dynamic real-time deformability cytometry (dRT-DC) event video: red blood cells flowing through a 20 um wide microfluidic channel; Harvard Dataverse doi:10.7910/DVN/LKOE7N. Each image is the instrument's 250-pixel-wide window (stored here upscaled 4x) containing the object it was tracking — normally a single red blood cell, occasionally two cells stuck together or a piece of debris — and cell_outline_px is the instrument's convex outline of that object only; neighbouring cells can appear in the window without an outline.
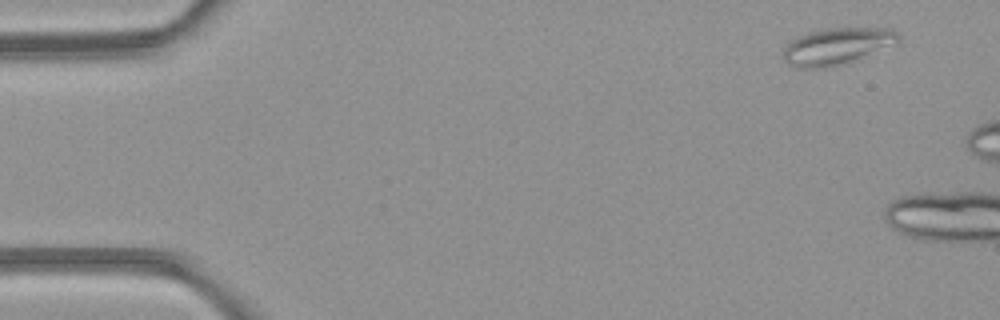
{"species": "common noctule bat (a hibernating species)", "species_latin": "Nyctalus noctula", "temperature_condition": "room temperature", "stored_images_in_passage": 3, "camera_frame_rate_fps": 3000, "um_per_image_px": 0.085, "animal": {"sex": "female", "body_mass_g": 21.9}, "frame": {"image": 1, "passage_image": 1, "time_ms": 0.0, "image_size_px": [1000, 320], "cell_outline_px": [[900, 40], [840, 64], [828, 68], [800, 68], [788, 64], [784, 60], [784, 48], [792, 40], [800, 36], [812, 32], [828, 28], [892, 28], [900, 36]], "centroid_in_image_um": [71.07, 3.92], "position_along_channel_um": 13.9, "area_um2": 23.58}}